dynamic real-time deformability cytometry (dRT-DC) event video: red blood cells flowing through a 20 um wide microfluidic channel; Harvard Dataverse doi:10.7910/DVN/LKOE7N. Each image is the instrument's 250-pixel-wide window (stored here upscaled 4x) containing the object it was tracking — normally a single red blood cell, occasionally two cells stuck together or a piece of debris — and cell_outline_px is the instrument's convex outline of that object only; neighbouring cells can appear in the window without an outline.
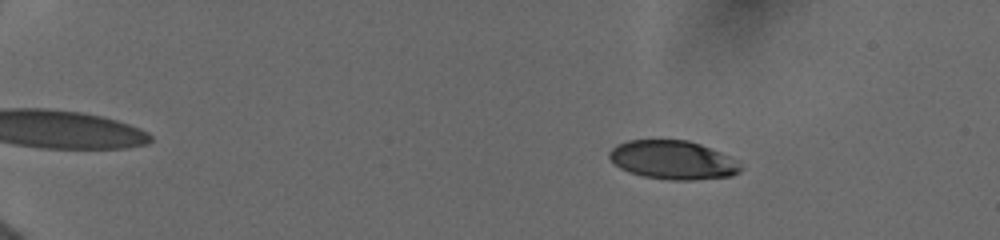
{"species": "human", "species_latin": "Homo sapiens", "temperature_condition": "cold", "stored_images_in_passage": 48, "camera_frame_rate_fps": 3000, "um_per_image_px": 0.085, "donor": {"sex": "female"}, "frame": {"image": 1, "passage_image": 3, "time_ms": 0.667, "image_size_px": [1000, 240], "cell_outline_px": [[744, 168], [740, 172], [732, 176], [692, 180], [668, 180], [644, 176], [628, 172], [620, 168], [608, 156], [608, 152], [616, 144], [628, 140], [688, 140], [700, 144], [740, 160]], "centroid_in_image_um": [57.24, 13.6], "position_along_channel_um": 27.8, "area_um2": 29.94}}
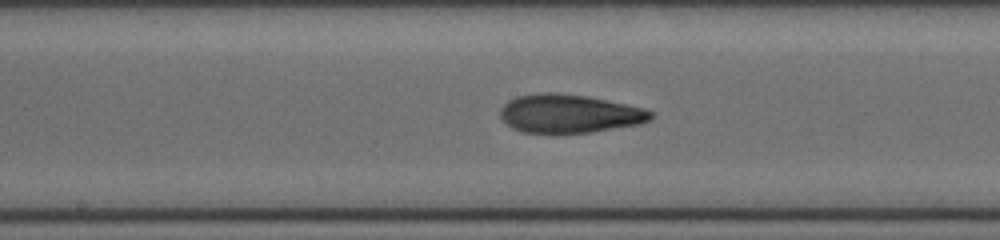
{"frame": {"image": 2, "passage_image": 26, "time_ms": 8.0, "image_size_px": [1000, 240], "cell_outline_px": [[652, 120], [640, 124], [592, 132], [556, 136], [552, 136], [524, 132], [512, 128], [500, 116], [500, 108], [508, 100], [516, 96], [540, 92], [556, 92], [588, 96], [644, 108], [652, 112]], "centroid_in_image_um": [48.36, 9.69], "position_along_channel_um": 199.8, "area_um2": 34.74}}
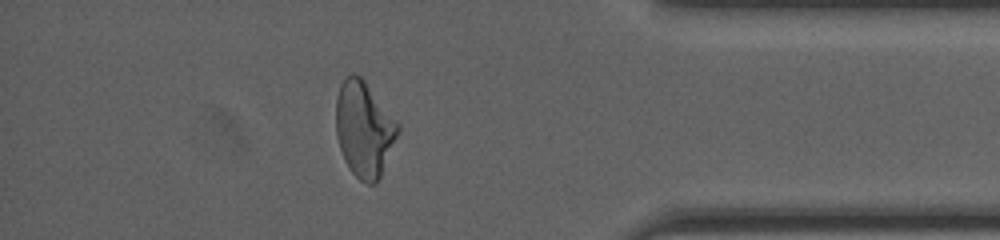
{"frame": {"image": 3, "passage_image": 43, "time_ms": 13.667, "image_size_px": [1000, 240], "cell_outline_px": [[400, 128], [380, 176], [376, 184], [368, 184], [360, 180], [352, 172], [344, 160], [340, 148], [336, 132], [336, 96], [340, 84], [352, 72], [360, 76], [364, 80], [400, 124]], "centroid_in_image_um": [30.93, 10.96], "position_along_channel_um": 404.3, "area_um2": 34.16}, "authors_computed_cell_mechanics": {"area_um2": 33.1194, "velocity_mm_per_s": 3.9738, "shape_relaxation_time_tau1_ms": 5.7126, "shape_relaxation_time_tau2_ms": 1.8157, "deformation_change_tau1": 0.1858, "deformation_change_tau2": 0.0884}}